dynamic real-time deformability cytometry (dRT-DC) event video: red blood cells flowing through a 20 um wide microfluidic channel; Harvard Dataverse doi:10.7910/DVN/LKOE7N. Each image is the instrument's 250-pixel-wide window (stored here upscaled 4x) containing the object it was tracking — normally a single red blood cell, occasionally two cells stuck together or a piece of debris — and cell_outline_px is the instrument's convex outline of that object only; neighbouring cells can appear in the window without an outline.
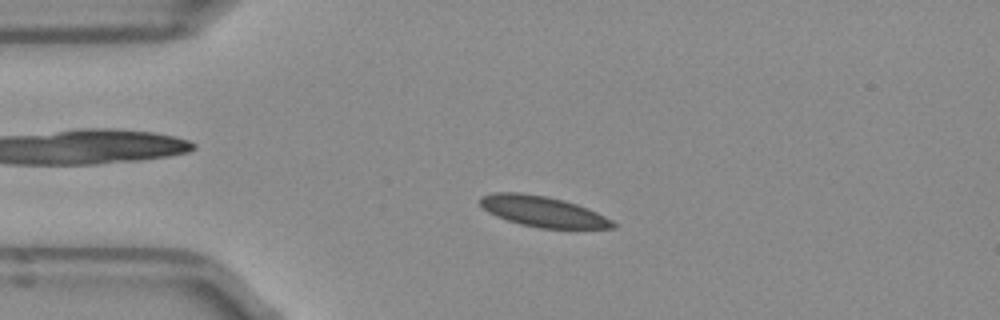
{"species": "Egyptian fruit bat (a non-hibernating species)", "species_latin": "Rousettus aegyptiacus", "temperature_condition": "room temperature", "stored_images_in_passage": 49, "segment_of_instrument_passage": [1, 2], "camera_frame_rate_fps": 3000, "um_per_image_px": 0.085, "frame": {"image": 1, "passage_image": 8, "time_ms": 2.333, "image_size_px": [1000, 320], "cell_outline_px": [[616, 228], [540, 228], [520, 224], [496, 216], [488, 212], [480, 204], [480, 196], [496, 192], [520, 192], [544, 196], [564, 200], [588, 208], [612, 220], [616, 224]], "centroid_in_image_um": [46.13, 17.97], "position_along_channel_um": 38.9, "area_um2": 23.52}}
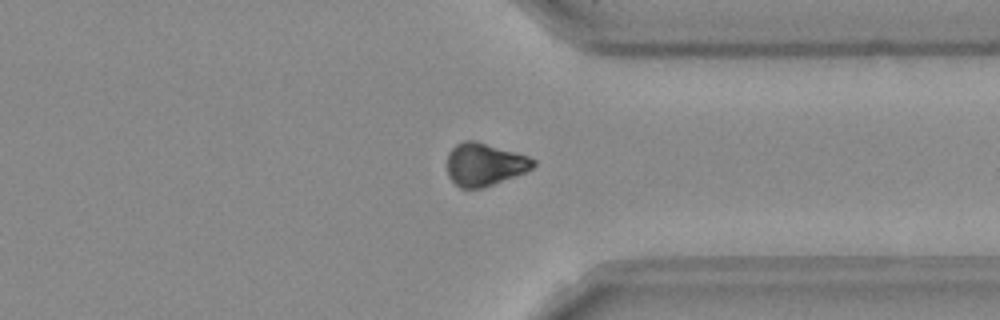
{"frame": {"image": 2, "passage_image": 36, "time_ms": 11.667, "image_size_px": [1000, 320], "cell_outline_px": [[536, 164], [532, 168], [524, 172], [484, 188], [460, 188], [448, 176], [448, 152], [456, 144], [464, 140], [476, 140], [528, 156], [536, 160]], "centroid_in_image_um": [41.18, 13.96], "position_along_channel_um": 370.2, "area_um2": 21.39}}
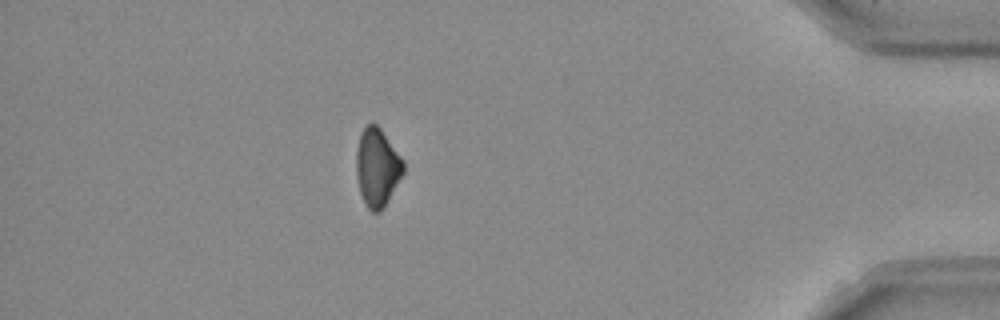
{"frame": {"image": 3, "passage_image": 42, "time_ms": 13.667, "image_size_px": [1000, 320], "cell_outline_px": [[404, 172], [384, 208], [380, 212], [372, 212], [364, 204], [360, 192], [356, 176], [356, 152], [360, 132], [372, 120], [380, 128], [404, 160]], "centroid_in_image_um": [32.05, 14.23], "position_along_channel_um": 403.1, "area_um2": 21.68}}